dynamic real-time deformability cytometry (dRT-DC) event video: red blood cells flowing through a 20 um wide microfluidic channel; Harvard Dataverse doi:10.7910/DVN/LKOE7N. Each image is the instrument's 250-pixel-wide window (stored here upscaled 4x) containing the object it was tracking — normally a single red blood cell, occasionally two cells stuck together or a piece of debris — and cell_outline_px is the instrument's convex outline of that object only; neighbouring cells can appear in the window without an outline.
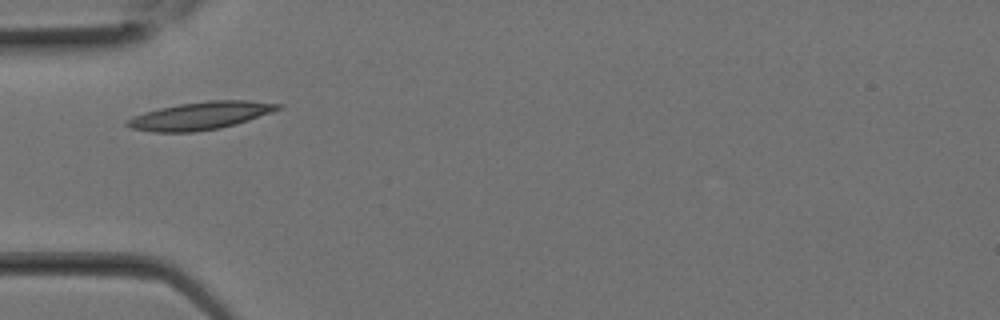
{"species": "Egyptian fruit bat (a non-hibernating species)", "species_latin": "Rousettus aegyptiacus", "temperature_condition": "room temperature", "stored_images_in_passage": 1, "camera_frame_rate_fps": 3000, "um_per_image_px": 0.085, "animal": {"sex": "female"}, "frame": {"image": 1, "passage_image": 1, "time_ms": 0.0, "image_size_px": [1000, 320], "cell_outline_px": [[284, 104], [280, 108], [248, 120], [236, 124], [220, 128], [196, 132], [152, 132], [132, 128], [124, 124], [124, 120], [132, 116], [144, 112], [160, 108], [180, 104], [208, 100], [248, 100]], "centroid_in_image_um": [16.98, 9.84], "position_along_channel_um": 68.0, "area_um2": 24.33}}